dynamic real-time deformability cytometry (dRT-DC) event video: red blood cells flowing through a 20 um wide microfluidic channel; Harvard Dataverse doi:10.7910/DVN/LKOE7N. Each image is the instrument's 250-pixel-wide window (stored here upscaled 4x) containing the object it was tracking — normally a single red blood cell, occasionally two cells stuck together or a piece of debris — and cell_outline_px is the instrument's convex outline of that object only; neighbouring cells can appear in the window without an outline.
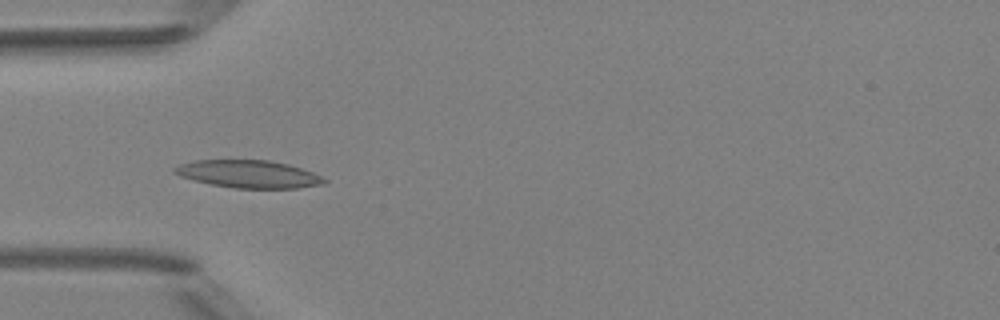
{"species": "Egyptian fruit bat (a non-hibernating species)", "species_latin": "Rousettus aegyptiacus", "temperature_condition": "room temperature", "stored_images_in_passage": 5, "camera_frame_rate_fps": 3000, "um_per_image_px": 0.085, "animal": {"sex": "female"}, "frame": {"image": 1, "passage_image": 3, "time_ms": 2.0, "image_size_px": [1000, 320], "cell_outline_px": [[328, 180], [324, 184], [296, 188], [232, 188], [212, 184], [180, 176], [172, 172], [172, 168], [180, 164], [196, 160], [268, 160], [288, 164], [312, 172]], "centroid_in_image_um": [21.12, 14.79], "position_along_channel_um": 63.9, "area_um2": 23.93}}
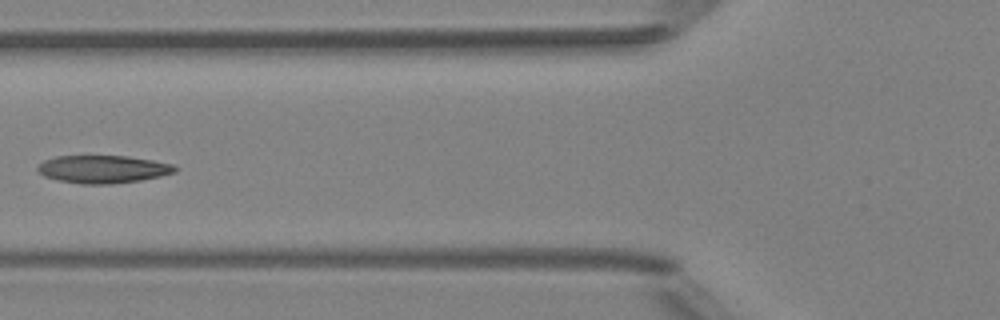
{"frame": {"image": 2, "passage_image": 4, "time_ms": 3.333, "image_size_px": [1000, 320], "cell_outline_px": [[180, 168], [176, 172], [160, 176], [140, 180], [112, 184], [80, 184], [60, 180], [44, 176], [36, 172], [36, 168], [44, 160], [56, 156], [128, 156], [152, 160], [172, 164]], "centroid_in_image_um": [8.75, 14.38], "position_along_channel_um": 117.0, "area_um2": 22.31}}
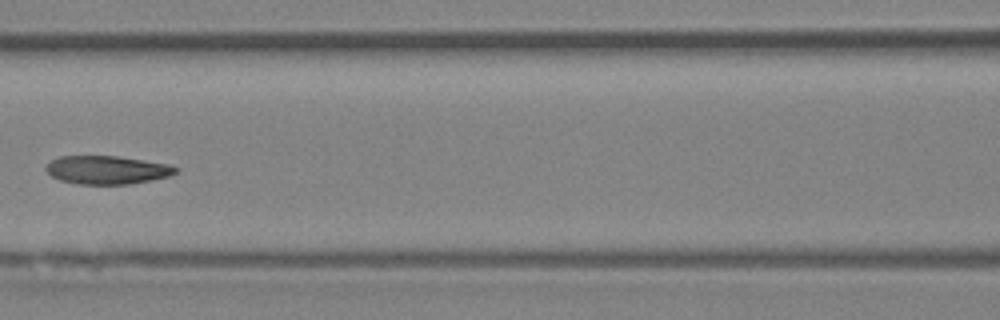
{"frame": {"image": 3, "passage_image": 5, "time_ms": 4.333, "image_size_px": [1000, 320], "cell_outline_px": [[180, 168], [176, 172], [168, 176], [152, 180], [128, 184], [76, 184], [60, 180], [52, 176], [44, 168], [52, 160], [60, 156], [116, 156], [144, 160], [168, 164]], "centroid_in_image_um": [9.1, 14.44], "position_along_channel_um": 157.5, "area_um2": 21.33}}